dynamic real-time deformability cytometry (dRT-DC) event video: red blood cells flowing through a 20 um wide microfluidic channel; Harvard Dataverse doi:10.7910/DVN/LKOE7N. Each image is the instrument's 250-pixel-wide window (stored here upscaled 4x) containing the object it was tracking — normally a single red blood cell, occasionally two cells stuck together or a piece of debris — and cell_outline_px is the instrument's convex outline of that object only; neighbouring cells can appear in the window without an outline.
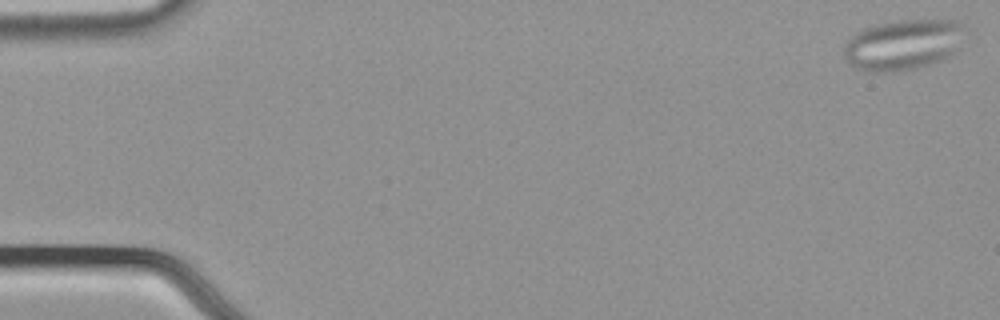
{"species": "common noctule bat (a hibernating species)", "species_latin": "Nyctalus noctula", "temperature_condition": "cold", "stored_images_in_passage": 5, "camera_frame_rate_fps": 3000, "um_per_image_px": 0.085, "animal": {"sex": "male", "body_mass_g": 21.5, "forearm_length_mm": 52.0}, "frame": {"image": 1, "passage_image": 1, "time_ms": 0.0, "image_size_px": [1000, 320], "cell_outline_px": [[964, 28], [956, 52], [952, 56], [944, 60], [916, 68], [892, 72], [872, 72], [856, 68], [848, 64], [844, 60], [844, 44], [856, 32], [864, 28], [876, 24], [900, 20], [956, 20]], "centroid_in_image_um": [76.73, 3.81], "position_along_channel_um": 8.3, "area_um2": 35.84}}